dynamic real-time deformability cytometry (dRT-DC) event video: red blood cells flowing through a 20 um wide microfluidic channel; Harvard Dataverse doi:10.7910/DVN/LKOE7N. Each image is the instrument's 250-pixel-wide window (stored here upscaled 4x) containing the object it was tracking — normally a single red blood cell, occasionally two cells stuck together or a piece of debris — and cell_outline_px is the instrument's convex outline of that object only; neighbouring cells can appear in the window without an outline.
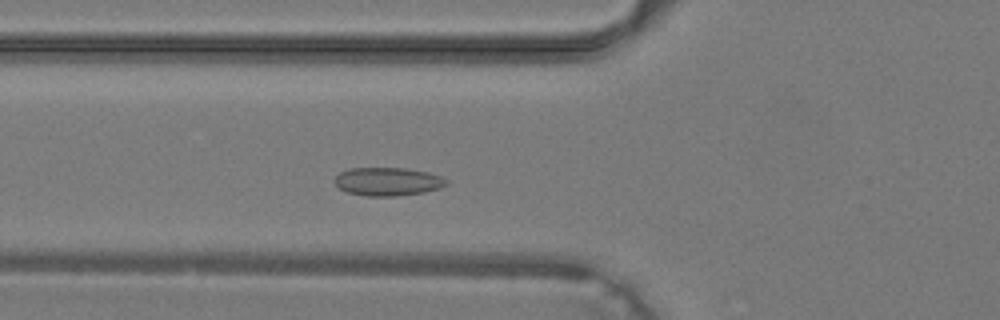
{"species": "common noctule bat (a hibernating species)", "species_latin": "Nyctalus noctula", "temperature_condition": "warm", "stored_images_in_passage": 33, "camera_frame_rate_fps": 3000, "um_per_image_px": 0.085, "animal": {"sex": "male", "body_mass_g": 19.2, "forearm_length_mm": 51.8}, "frame": {"image": 1, "passage_image": 8, "time_ms": 2.333, "image_size_px": [1000, 320], "cell_outline_px": [[448, 184], [440, 188], [424, 192], [396, 196], [364, 196], [348, 192], [340, 188], [332, 180], [340, 172], [348, 168], [404, 168], [428, 172], [440, 176], [448, 180]], "centroid_in_image_um": [32.95, 15.43], "position_along_channel_um": 92.8, "area_um2": 18.5}}
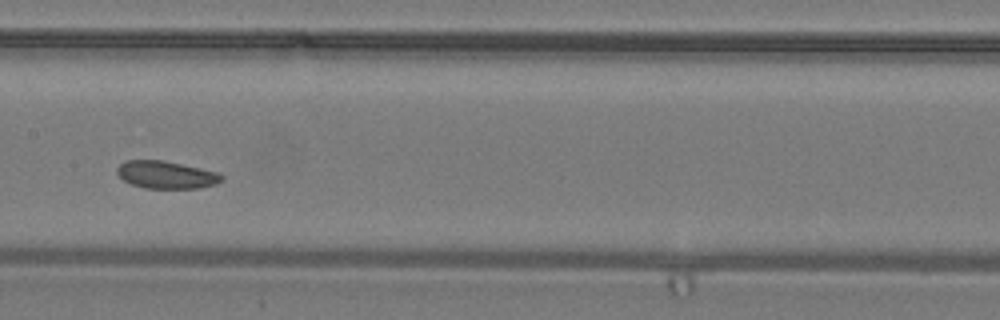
{"frame": {"image": 2, "passage_image": 14, "time_ms": 4.333, "image_size_px": [1000, 320], "cell_outline_px": [[224, 180], [216, 184], [200, 188], [144, 188], [132, 184], [124, 180], [116, 172], [116, 168], [124, 160], [164, 160], [200, 168], [216, 172], [224, 176]], "centroid_in_image_um": [14.13, 14.85], "position_along_channel_um": 193.3, "area_um2": 16.82}}
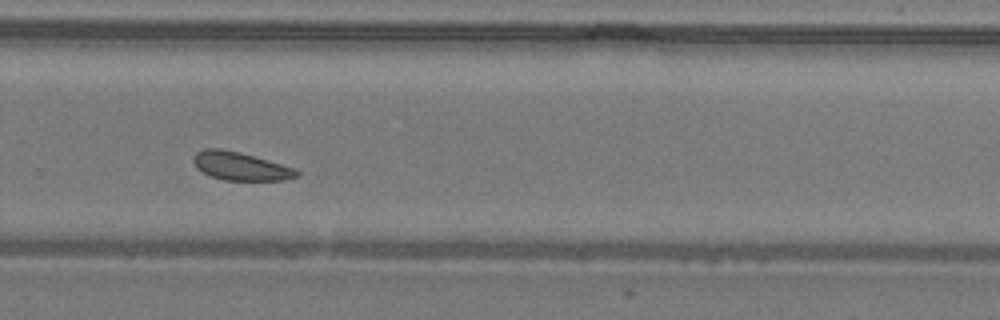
{"frame": {"image": 3, "passage_image": 21, "time_ms": 6.667, "image_size_px": [1000, 320], "cell_outline_px": [[300, 172], [296, 176], [288, 180], [224, 180], [208, 176], [200, 172], [196, 168], [192, 160], [192, 156], [196, 152], [204, 148], [220, 148], [240, 152], [296, 168]], "centroid_in_image_um": [20.39, 14.12], "position_along_channel_um": 309.4, "area_um2": 17.28}}